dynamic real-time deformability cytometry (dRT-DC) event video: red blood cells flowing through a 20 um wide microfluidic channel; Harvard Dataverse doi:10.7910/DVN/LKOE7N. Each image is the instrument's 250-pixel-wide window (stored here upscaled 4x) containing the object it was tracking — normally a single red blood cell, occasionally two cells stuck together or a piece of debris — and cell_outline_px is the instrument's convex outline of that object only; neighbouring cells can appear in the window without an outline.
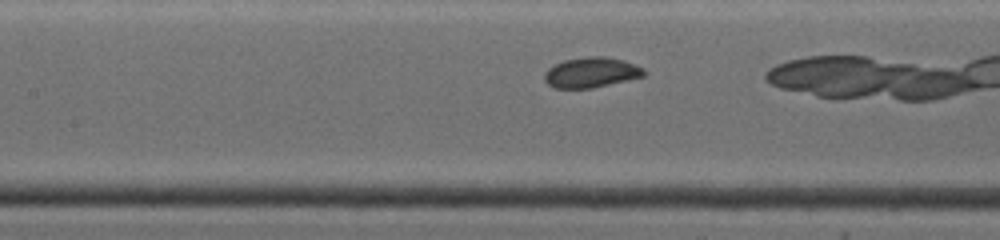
{"species": "common noctule bat (a hibernating species)", "species_latin": "Nyctalus noctula", "temperature_condition": "warm", "stored_images_in_passage": 39, "camera_frame_rate_fps": 4500, "um_per_image_px": 0.085, "animal": {"sex": "female", "body_mass_g": 19.0, "forearm_length_mm": 53.3}, "frame": {"image": 1, "passage_image": 12, "time_ms": 2.667, "image_size_px": [1000, 240], "cell_outline_px": [[648, 72], [644, 76], [628, 80], [592, 88], [552, 88], [544, 80], [544, 72], [548, 68], [564, 60], [584, 56], [604, 56], [624, 60], [644, 68]], "centroid_in_image_um": [50.26, 6.15], "position_along_channel_um": 157.1, "area_um2": 17.74}}
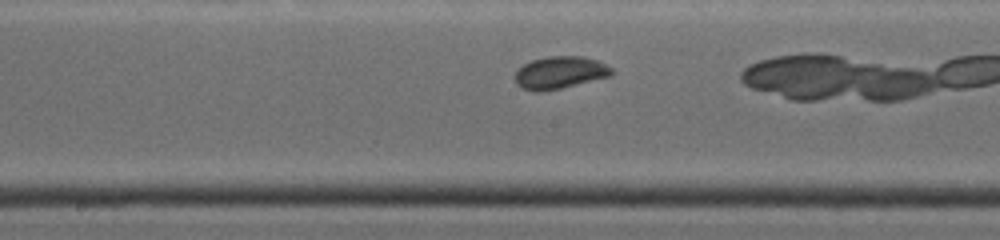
{"frame": {"image": 2, "passage_image": 17, "time_ms": 3.778, "image_size_px": [1000, 240], "cell_outline_px": [[612, 72], [608, 76], [560, 88], [540, 92], [536, 92], [520, 88], [516, 84], [516, 72], [524, 64], [532, 60], [548, 56], [584, 56], [596, 60], [612, 68]], "centroid_in_image_um": [47.54, 6.17], "position_along_channel_um": 200.7, "area_um2": 17.92}}